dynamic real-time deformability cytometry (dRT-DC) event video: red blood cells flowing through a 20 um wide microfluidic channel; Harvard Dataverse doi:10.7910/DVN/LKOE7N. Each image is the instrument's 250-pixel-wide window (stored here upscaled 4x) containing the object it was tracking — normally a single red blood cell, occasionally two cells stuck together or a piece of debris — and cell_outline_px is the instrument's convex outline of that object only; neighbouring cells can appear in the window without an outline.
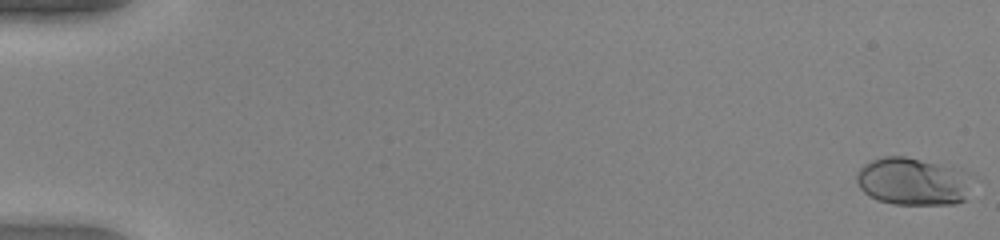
{"species": "human", "species_latin": "Homo sapiens", "temperature_condition": "warm", "stored_images_in_passage": 50, "camera_frame_rate_fps": 3000, "um_per_image_px": 0.085, "donor": {"sex": "female"}, "frame": {"image": 1, "passage_image": 1, "time_ms": 0.0, "image_size_px": [1000, 240], "cell_outline_px": [[976, 176], [968, 200], [956, 204], [892, 204], [876, 200], [868, 196], [860, 188], [856, 180], [856, 172], [864, 164], [872, 160], [884, 156], [904, 156], [964, 168]], "centroid_in_image_um": [77.72, 15.42], "position_along_channel_um": 7.3, "area_um2": 33.47}}
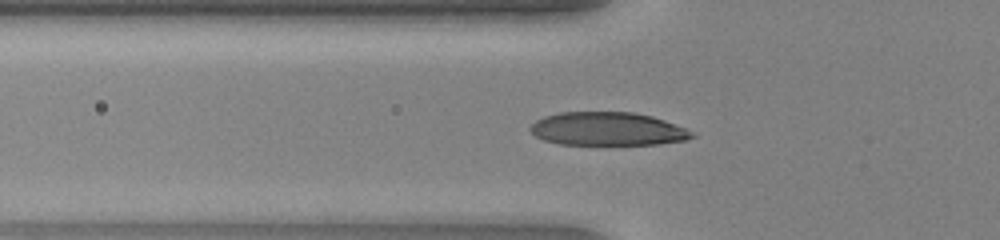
{"frame": {"image": 2, "passage_image": 19, "time_ms": 6.0, "image_size_px": [1000, 240], "cell_outline_px": [[696, 136], [688, 140], [660, 144], [560, 144], [544, 140], [536, 136], [528, 128], [536, 120], [544, 116], [560, 112], [632, 112], [652, 116], [664, 120], [696, 132]], "centroid_in_image_um": [51.68, 10.96], "position_along_channel_um": 74.1, "area_um2": 31.5}}
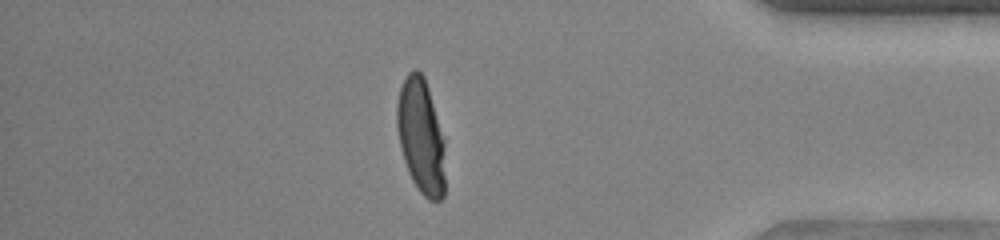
{"frame": {"image": 3, "passage_image": 44, "time_ms": 14.333, "image_size_px": [1000, 240], "cell_outline_px": [[444, 196], [440, 200], [428, 200], [420, 192], [412, 180], [408, 172], [400, 148], [396, 128], [396, 104], [400, 88], [408, 72], [412, 68], [416, 68], [424, 76], [428, 88], [444, 140]], "centroid_in_image_um": [35.75, 11.57], "position_along_channel_um": 399.4, "area_um2": 32.37}, "authors_computed_cell_mechanics": {"area_um2": 32.1657, "velocity_mm_per_s": 4.2274, "shape_relaxation_time_tau1_ms": 3.7212, "shape_relaxation_time_tau2_ms": null, "deformation_change_tau1": 0.2177, "deformation_change_tau2": null}}